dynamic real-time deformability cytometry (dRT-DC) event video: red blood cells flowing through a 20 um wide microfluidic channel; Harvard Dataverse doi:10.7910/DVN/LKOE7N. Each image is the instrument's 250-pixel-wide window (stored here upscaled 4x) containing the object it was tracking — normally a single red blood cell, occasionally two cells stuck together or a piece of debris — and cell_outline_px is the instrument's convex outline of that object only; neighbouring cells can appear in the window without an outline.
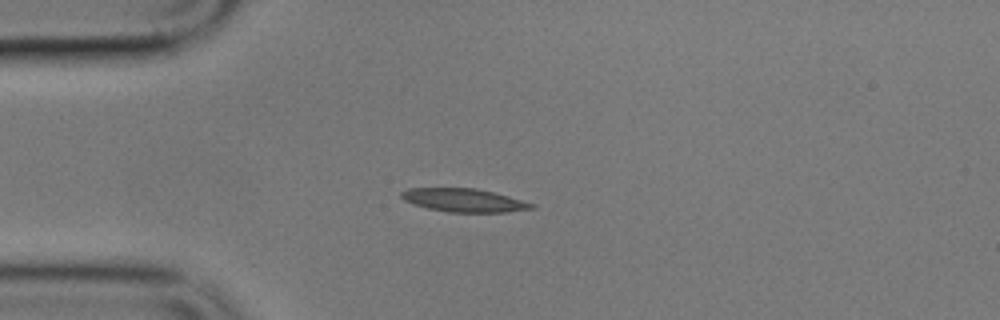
{"species": "common noctule bat (a hibernating species)", "species_latin": "Nyctalus noctula", "temperature_condition": "cold", "stored_images_in_passage": 8, "camera_frame_rate_fps": 3000, "um_per_image_px": 0.085, "animal": {"sex": "male", "body_mass_g": 17.9}, "frame": {"image": 1, "passage_image": 3, "time_ms": 2.333, "image_size_px": [1000, 320], "cell_outline_px": [[536, 208], [508, 212], [448, 212], [428, 208], [412, 204], [404, 200], [400, 196], [400, 192], [408, 188], [476, 188], [508, 196], [536, 204]], "centroid_in_image_um": [39.43, 17.02], "position_along_channel_um": 45.6, "area_um2": 17.74}}
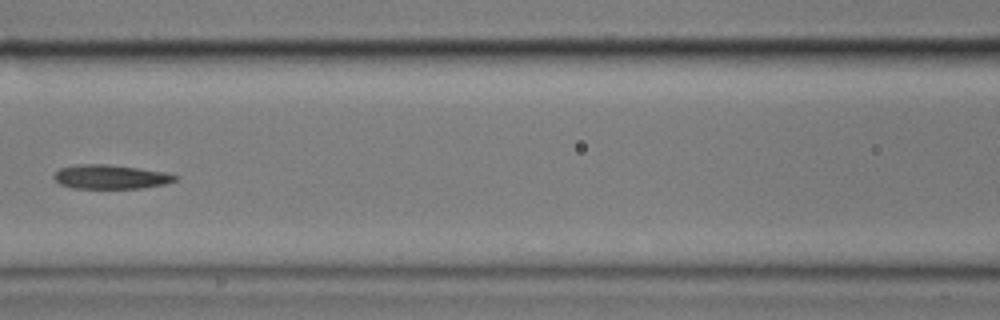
{"frame": {"image": 2, "passage_image": 6, "time_ms": 6.0, "image_size_px": [1000, 320], "cell_outline_px": [[180, 180], [168, 184], [144, 188], [72, 188], [60, 184], [52, 176], [60, 168], [76, 164], [104, 164], [136, 168], [164, 172], [180, 176]], "centroid_in_image_um": [9.46, 15.04], "position_along_channel_um": 157.1, "area_um2": 17.17}}
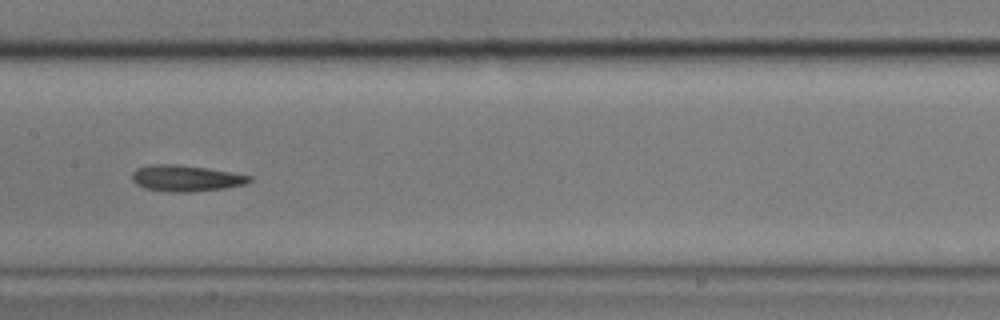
{"frame": {"image": 3, "passage_image": 7, "time_ms": 7.0, "image_size_px": [1000, 320], "cell_outline_px": [[252, 180], [244, 184], [224, 188], [192, 192], [180, 192], [144, 188], [136, 184], [132, 180], [132, 172], [136, 168], [152, 164], [176, 164], [208, 168], [252, 176]], "centroid_in_image_um": [15.78, 15.14], "position_along_channel_um": 191.6, "area_um2": 17.8}}